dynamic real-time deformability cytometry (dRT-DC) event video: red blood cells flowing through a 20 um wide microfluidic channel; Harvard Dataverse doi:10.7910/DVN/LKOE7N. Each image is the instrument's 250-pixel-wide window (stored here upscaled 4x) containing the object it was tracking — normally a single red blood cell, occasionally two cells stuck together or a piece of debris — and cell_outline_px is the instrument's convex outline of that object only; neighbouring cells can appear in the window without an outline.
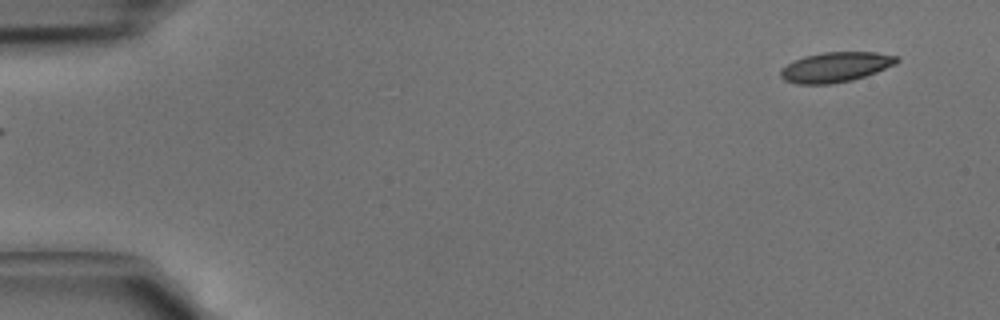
{"species": "common noctule bat (a hibernating species)", "species_latin": "Nyctalus noctula", "temperature_condition": "cold", "stored_images_in_passage": 2, "segment_of_instrument_passage": [2, 2], "camera_frame_rate_fps": 3000, "um_per_image_px": 0.085, "animal": {"sex": "male", "body_mass_g": 15.6}, "frame": {"image": 1, "passage_image": 2, "time_ms": 0.333, "image_size_px": [1000, 320], "cell_outline_px": [[900, 60], [896, 64], [876, 72], [852, 80], [832, 84], [796, 84], [784, 80], [780, 76], [780, 68], [804, 56], [824, 52], [876, 52], [900, 56]], "centroid_in_image_um": [71.04, 5.7], "position_along_channel_um": 14.0, "area_um2": 20.4}}